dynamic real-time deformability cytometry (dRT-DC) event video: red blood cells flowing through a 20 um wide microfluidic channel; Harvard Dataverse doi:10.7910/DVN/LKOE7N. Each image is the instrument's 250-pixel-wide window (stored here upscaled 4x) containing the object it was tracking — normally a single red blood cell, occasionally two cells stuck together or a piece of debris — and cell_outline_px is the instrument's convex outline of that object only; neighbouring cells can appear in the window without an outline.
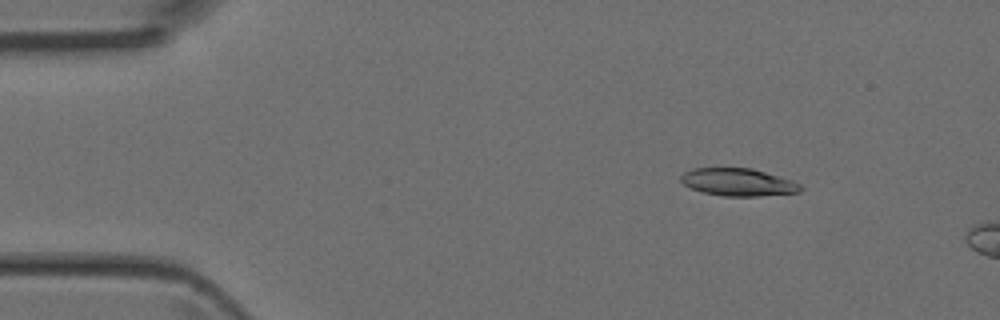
{"species": "Egyptian fruit bat (a non-hibernating species)", "species_latin": "Rousettus aegyptiacus", "temperature_condition": "room temperature", "stored_images_in_passage": 2, "camera_frame_rate_fps": 3000, "um_per_image_px": 0.085, "animal": {"sex": "female"}, "frame": {"image": 1, "passage_image": 1, "time_ms": 0.0, "image_size_px": [1000, 320], "cell_outline_px": [[804, 188], [800, 192], [760, 196], [724, 196], [704, 192], [692, 188], [684, 184], [680, 180], [680, 176], [684, 172], [692, 168], [752, 168], [780, 176], [792, 180], [800, 184]], "centroid_in_image_um": [62.77, 15.48], "position_along_channel_um": 22.2, "area_um2": 19.25}}